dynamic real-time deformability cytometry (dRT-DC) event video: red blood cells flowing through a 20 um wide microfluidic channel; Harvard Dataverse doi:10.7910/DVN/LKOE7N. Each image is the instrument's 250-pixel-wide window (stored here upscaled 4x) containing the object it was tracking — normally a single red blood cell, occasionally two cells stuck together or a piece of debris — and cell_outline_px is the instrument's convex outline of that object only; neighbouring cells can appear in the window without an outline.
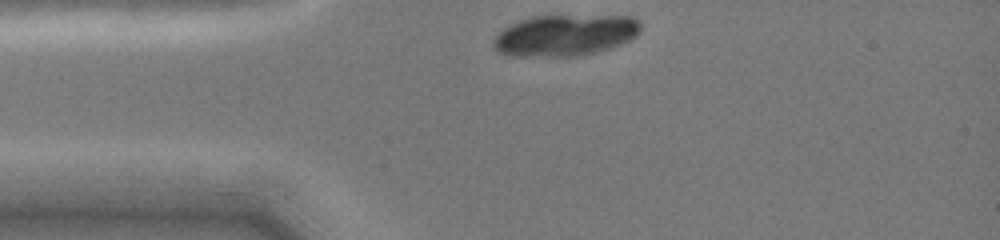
{"species": "common noctule bat (a hibernating species)", "species_latin": "Nyctalus noctula", "temperature_condition": "cold", "stored_images_in_passage": 6, "camera_frame_rate_fps": 3000, "um_per_image_px": 0.085, "animal": {"sex": "female", "body_mass_g": 19.0, "forearm_length_mm": 51.5}, "frame": {"image": 1, "passage_image": 1, "time_ms": 0.0, "image_size_px": [1000, 240], "cell_outline_px": [[640, 32], [636, 36], [620, 44], [608, 48], [576, 56], [508, 56], [500, 52], [492, 44], [492, 40], [504, 28], [520, 20], [532, 16], [632, 16], [640, 20]], "centroid_in_image_um": [48.02, 2.99], "position_along_channel_um": 37.0, "area_um2": 35.14}}